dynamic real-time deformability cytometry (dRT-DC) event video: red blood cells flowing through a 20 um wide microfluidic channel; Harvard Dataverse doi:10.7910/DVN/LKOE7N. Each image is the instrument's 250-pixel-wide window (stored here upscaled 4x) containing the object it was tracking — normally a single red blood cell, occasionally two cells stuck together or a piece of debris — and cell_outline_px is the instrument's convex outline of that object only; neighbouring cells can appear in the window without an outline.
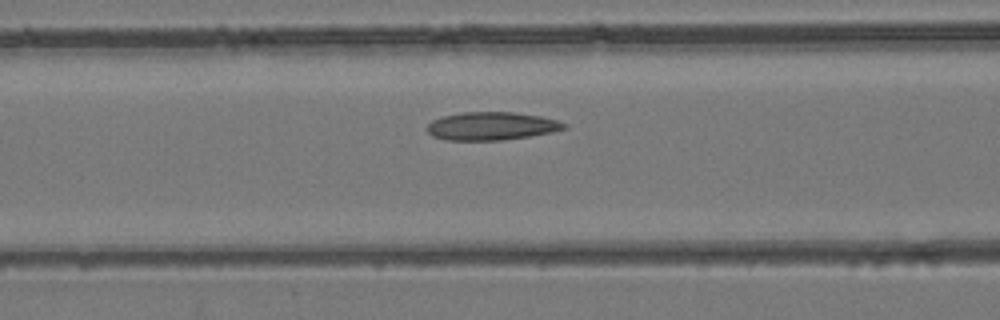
{"species": "common noctule bat (a hibernating species)", "species_latin": "Nyctalus noctula", "temperature_condition": "room temperature", "stored_images_in_passage": 42, "camera_frame_rate_fps": 3000, "um_per_image_px": 0.085, "animal": {"sex": "female", "body_mass_g": 24.6, "forearm_length_mm": 56.2}, "frame": {"image": 1, "passage_image": 14, "time_ms": 4.333, "image_size_px": [1000, 320], "cell_outline_px": [[568, 128], [552, 132], [528, 136], [500, 140], [444, 140], [432, 136], [424, 128], [432, 120], [444, 116], [464, 112], [516, 112], [540, 116], [556, 120], [568, 124]], "centroid_in_image_um": [41.77, 10.71], "position_along_channel_um": 124.8, "area_um2": 22.48}}
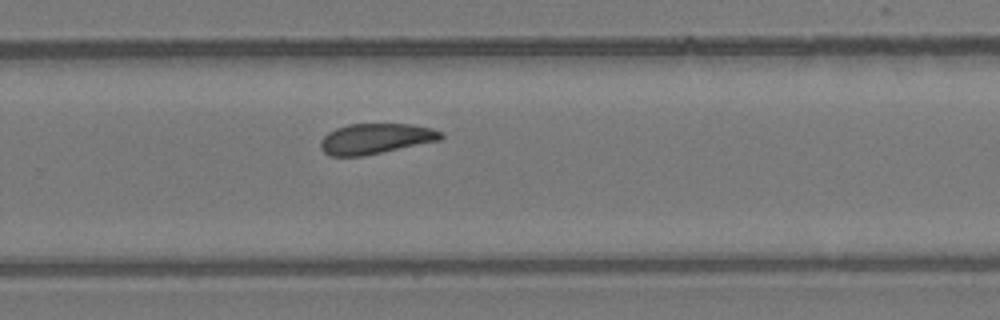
{"frame": {"image": 2, "passage_image": 26, "time_ms": 8.333, "image_size_px": [1000, 320], "cell_outline_px": [[444, 136], [440, 140], [364, 156], [328, 156], [320, 148], [320, 140], [328, 132], [336, 128], [348, 124], [412, 124], [432, 128], [444, 132]], "centroid_in_image_um": [31.93, 11.79], "position_along_channel_um": 297.9, "area_um2": 21.5}}
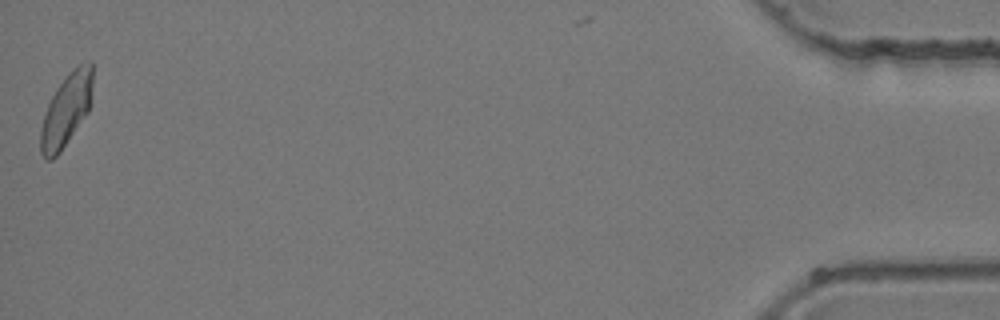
{"frame": {"image": 3, "passage_image": 42, "time_ms": 13.667, "image_size_px": [1000, 320], "cell_outline_px": [[92, 96], [88, 112], [60, 152], [52, 160], [44, 160], [40, 152], [40, 132], [44, 116], [48, 104], [56, 88], [80, 64], [88, 60], [92, 60]], "centroid_in_image_um": [5.63, 9.39], "position_along_channel_um": 429.6, "area_um2": 21.68}}